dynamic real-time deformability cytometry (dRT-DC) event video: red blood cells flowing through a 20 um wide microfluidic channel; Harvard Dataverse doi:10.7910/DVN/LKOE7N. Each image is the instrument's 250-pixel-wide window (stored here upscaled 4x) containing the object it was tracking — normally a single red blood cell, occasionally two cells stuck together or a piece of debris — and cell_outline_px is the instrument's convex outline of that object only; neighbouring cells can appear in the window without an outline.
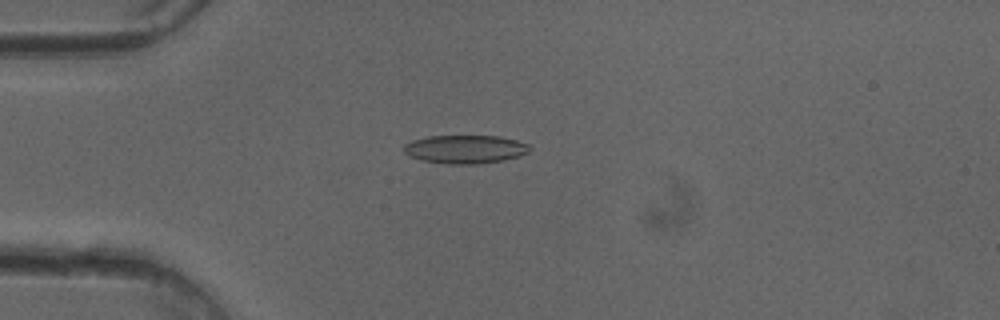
{"species": "common noctule bat (a hibernating species)", "species_latin": "Nyctalus noctula", "temperature_condition": "cold", "stored_images_in_passage": 50, "camera_frame_rate_fps": 3000, "um_per_image_px": 0.085, "animal": {"sex": "female"}, "frame": {"image": 1, "passage_image": 13, "time_ms": 4.0, "image_size_px": [1000, 320], "cell_outline_px": [[532, 148], [528, 152], [520, 156], [504, 160], [476, 164], [448, 164], [424, 160], [408, 156], [404, 152], [404, 144], [412, 140], [428, 136], [500, 136], [516, 140], [528, 144]], "centroid_in_image_um": [39.55, 12.68], "position_along_channel_um": 45.4, "area_um2": 20.87}}
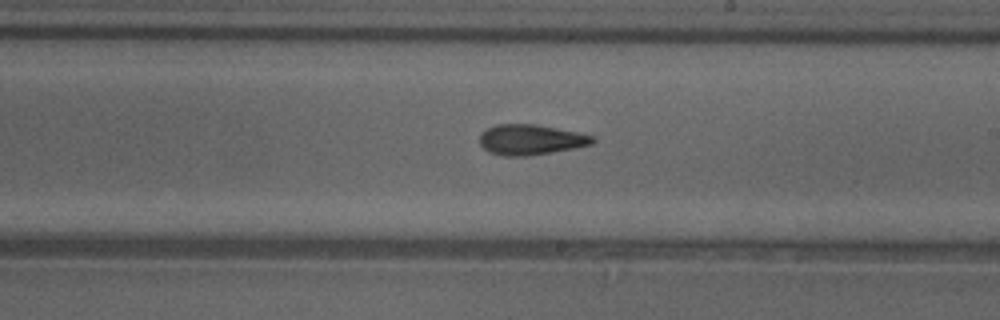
{"frame": {"image": 2, "passage_image": 29, "time_ms": 9.333, "image_size_px": [1000, 320], "cell_outline_px": [[596, 140], [592, 144], [552, 152], [524, 156], [504, 156], [488, 152], [480, 144], [480, 132], [496, 124], [536, 124], [576, 132], [592, 136]], "centroid_in_image_um": [45.06, 11.87], "position_along_channel_um": 243.9, "area_um2": 19.83}}
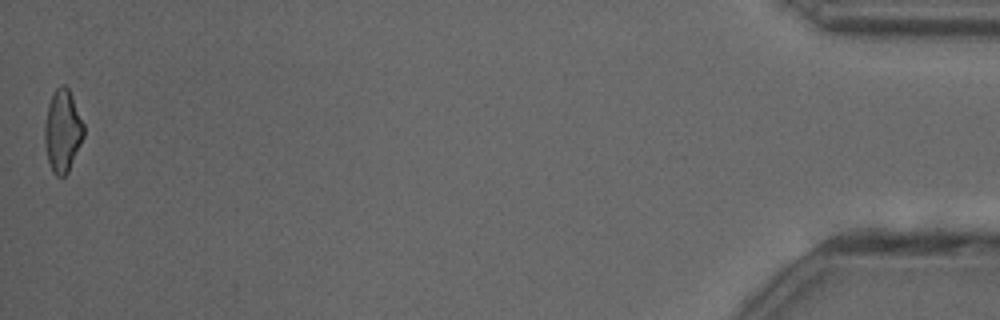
{"frame": {"image": 3, "passage_image": 50, "time_ms": 16.333, "image_size_px": [1000, 320], "cell_outline_px": [[84, 136], [68, 172], [64, 176], [56, 176], [52, 172], [48, 160], [44, 140], [44, 124], [48, 104], [52, 92], [60, 84], [64, 84], [68, 88], [72, 96], [84, 124]], "centroid_in_image_um": [5.31, 11.1], "position_along_channel_um": 429.9, "area_um2": 18.84}, "authors_computed_cell_mechanics": {"area_um2": 19.8254, "velocity_mm_per_s": 4.0678, "shape_relaxation_time_tau1_ms": null, "shape_relaxation_time_tau2_ms": 3.1347, "deformation_change_tau1": null, "deformation_change_tau2": 0.1127}}